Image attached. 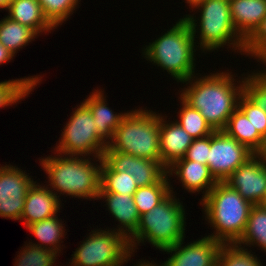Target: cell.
Returning a JSON list of instances; mask_svg holds the SVG:
<instances>
[{
  "instance_id": "74e56055",
  "label": "cell",
  "mask_w": 266,
  "mask_h": 266,
  "mask_svg": "<svg viewBox=\"0 0 266 266\" xmlns=\"http://www.w3.org/2000/svg\"><path fill=\"white\" fill-rule=\"evenodd\" d=\"M255 155L266 166V138L262 141L261 147L255 152Z\"/></svg>"
},
{
  "instance_id": "836d02e7",
  "label": "cell",
  "mask_w": 266,
  "mask_h": 266,
  "mask_svg": "<svg viewBox=\"0 0 266 266\" xmlns=\"http://www.w3.org/2000/svg\"><path fill=\"white\" fill-rule=\"evenodd\" d=\"M243 54L258 59L266 65V16L255 31L244 41ZM260 60V61H259Z\"/></svg>"
},
{
  "instance_id": "f546056e",
  "label": "cell",
  "mask_w": 266,
  "mask_h": 266,
  "mask_svg": "<svg viewBox=\"0 0 266 266\" xmlns=\"http://www.w3.org/2000/svg\"><path fill=\"white\" fill-rule=\"evenodd\" d=\"M247 248L237 244H222L219 249L218 266H263Z\"/></svg>"
},
{
  "instance_id": "cb8c5ba5",
  "label": "cell",
  "mask_w": 266,
  "mask_h": 266,
  "mask_svg": "<svg viewBox=\"0 0 266 266\" xmlns=\"http://www.w3.org/2000/svg\"><path fill=\"white\" fill-rule=\"evenodd\" d=\"M39 36L32 28L5 16L0 20V43L15 57V53Z\"/></svg>"
},
{
  "instance_id": "ba28073f",
  "label": "cell",
  "mask_w": 266,
  "mask_h": 266,
  "mask_svg": "<svg viewBox=\"0 0 266 266\" xmlns=\"http://www.w3.org/2000/svg\"><path fill=\"white\" fill-rule=\"evenodd\" d=\"M89 234L72 254L71 266H123L130 260L133 253L123 234L112 229H95Z\"/></svg>"
},
{
  "instance_id": "d4e9b609",
  "label": "cell",
  "mask_w": 266,
  "mask_h": 266,
  "mask_svg": "<svg viewBox=\"0 0 266 266\" xmlns=\"http://www.w3.org/2000/svg\"><path fill=\"white\" fill-rule=\"evenodd\" d=\"M236 244L244 247L258 245L266 252V209L262 205H253L245 232Z\"/></svg>"
},
{
  "instance_id": "ab89813d",
  "label": "cell",
  "mask_w": 266,
  "mask_h": 266,
  "mask_svg": "<svg viewBox=\"0 0 266 266\" xmlns=\"http://www.w3.org/2000/svg\"><path fill=\"white\" fill-rule=\"evenodd\" d=\"M206 0H186V3L189 4L191 8H195L199 4L205 2Z\"/></svg>"
},
{
  "instance_id": "2e32d148",
  "label": "cell",
  "mask_w": 266,
  "mask_h": 266,
  "mask_svg": "<svg viewBox=\"0 0 266 266\" xmlns=\"http://www.w3.org/2000/svg\"><path fill=\"white\" fill-rule=\"evenodd\" d=\"M173 173L178 176L177 178L182 182L183 188L188 192L200 193V191L204 190L202 199L218 183L207 165L197 161L186 160L184 157L177 159L167 167V175L171 177Z\"/></svg>"
},
{
  "instance_id": "4fadbf2b",
  "label": "cell",
  "mask_w": 266,
  "mask_h": 266,
  "mask_svg": "<svg viewBox=\"0 0 266 266\" xmlns=\"http://www.w3.org/2000/svg\"><path fill=\"white\" fill-rule=\"evenodd\" d=\"M224 182L252 205H261L266 197V166L254 154Z\"/></svg>"
},
{
  "instance_id": "603a6c76",
  "label": "cell",
  "mask_w": 266,
  "mask_h": 266,
  "mask_svg": "<svg viewBox=\"0 0 266 266\" xmlns=\"http://www.w3.org/2000/svg\"><path fill=\"white\" fill-rule=\"evenodd\" d=\"M58 219V216H54L39 222L32 223L26 227L35 237L42 242V244L35 245L41 246L42 248L51 249L56 253L61 252V244L63 236H66L63 226V222ZM61 241V242H60ZM50 247H49V246Z\"/></svg>"
},
{
  "instance_id": "1f68e13d",
  "label": "cell",
  "mask_w": 266,
  "mask_h": 266,
  "mask_svg": "<svg viewBox=\"0 0 266 266\" xmlns=\"http://www.w3.org/2000/svg\"><path fill=\"white\" fill-rule=\"evenodd\" d=\"M46 19L55 27L62 25L80 4L79 0H38ZM72 13V14H71Z\"/></svg>"
},
{
  "instance_id": "83f0119b",
  "label": "cell",
  "mask_w": 266,
  "mask_h": 266,
  "mask_svg": "<svg viewBox=\"0 0 266 266\" xmlns=\"http://www.w3.org/2000/svg\"><path fill=\"white\" fill-rule=\"evenodd\" d=\"M41 76H30L20 79L5 80L0 82V108L17 104L21 99L26 98L31 91L40 84Z\"/></svg>"
},
{
  "instance_id": "8fae6325",
  "label": "cell",
  "mask_w": 266,
  "mask_h": 266,
  "mask_svg": "<svg viewBox=\"0 0 266 266\" xmlns=\"http://www.w3.org/2000/svg\"><path fill=\"white\" fill-rule=\"evenodd\" d=\"M34 180L12 165L0 167V217L20 220L28 189Z\"/></svg>"
},
{
  "instance_id": "5bb4252c",
  "label": "cell",
  "mask_w": 266,
  "mask_h": 266,
  "mask_svg": "<svg viewBox=\"0 0 266 266\" xmlns=\"http://www.w3.org/2000/svg\"><path fill=\"white\" fill-rule=\"evenodd\" d=\"M184 240L168 247L163 252L171 253L163 264L165 266H214L217 263L219 249L222 246L220 241L205 236L182 246Z\"/></svg>"
},
{
  "instance_id": "f1b7e54d",
  "label": "cell",
  "mask_w": 266,
  "mask_h": 266,
  "mask_svg": "<svg viewBox=\"0 0 266 266\" xmlns=\"http://www.w3.org/2000/svg\"><path fill=\"white\" fill-rule=\"evenodd\" d=\"M181 108L176 122L193 138L200 139L211 135L214 130L197 109L192 108L181 97Z\"/></svg>"
},
{
  "instance_id": "9a60e30c",
  "label": "cell",
  "mask_w": 266,
  "mask_h": 266,
  "mask_svg": "<svg viewBox=\"0 0 266 266\" xmlns=\"http://www.w3.org/2000/svg\"><path fill=\"white\" fill-rule=\"evenodd\" d=\"M47 185L43 186L36 181L28 189L25 198L24 210L20 221L24 220L25 227L57 215L60 212V195L56 196Z\"/></svg>"
},
{
  "instance_id": "b9f144b4",
  "label": "cell",
  "mask_w": 266,
  "mask_h": 266,
  "mask_svg": "<svg viewBox=\"0 0 266 266\" xmlns=\"http://www.w3.org/2000/svg\"><path fill=\"white\" fill-rule=\"evenodd\" d=\"M261 205L266 209V197H265V199L263 200V202L261 203Z\"/></svg>"
},
{
  "instance_id": "8992f818",
  "label": "cell",
  "mask_w": 266,
  "mask_h": 266,
  "mask_svg": "<svg viewBox=\"0 0 266 266\" xmlns=\"http://www.w3.org/2000/svg\"><path fill=\"white\" fill-rule=\"evenodd\" d=\"M106 150H114L152 161H161L159 113L135 109L127 111Z\"/></svg>"
},
{
  "instance_id": "4dcf8cb0",
  "label": "cell",
  "mask_w": 266,
  "mask_h": 266,
  "mask_svg": "<svg viewBox=\"0 0 266 266\" xmlns=\"http://www.w3.org/2000/svg\"><path fill=\"white\" fill-rule=\"evenodd\" d=\"M57 254L51 249L42 248L29 242L17 255L15 266H53Z\"/></svg>"
},
{
  "instance_id": "ffe728a7",
  "label": "cell",
  "mask_w": 266,
  "mask_h": 266,
  "mask_svg": "<svg viewBox=\"0 0 266 266\" xmlns=\"http://www.w3.org/2000/svg\"><path fill=\"white\" fill-rule=\"evenodd\" d=\"M104 91L94 89V91L84 99L83 102L91 111L93 120L97 126L99 136L105 141L109 142L116 128L120 125L123 117L126 115L113 112L107 105L104 97ZM108 139V140H107ZM107 140V141H106Z\"/></svg>"
},
{
  "instance_id": "e575fe53",
  "label": "cell",
  "mask_w": 266,
  "mask_h": 266,
  "mask_svg": "<svg viewBox=\"0 0 266 266\" xmlns=\"http://www.w3.org/2000/svg\"><path fill=\"white\" fill-rule=\"evenodd\" d=\"M238 109L249 119L254 129L266 138V111L251 101L244 93L238 103Z\"/></svg>"
},
{
  "instance_id": "e0dca14e",
  "label": "cell",
  "mask_w": 266,
  "mask_h": 266,
  "mask_svg": "<svg viewBox=\"0 0 266 266\" xmlns=\"http://www.w3.org/2000/svg\"><path fill=\"white\" fill-rule=\"evenodd\" d=\"M163 118L159 114V146L161 163L167 168L185 156L193 138L176 121L168 123Z\"/></svg>"
},
{
  "instance_id": "7a4b0ae2",
  "label": "cell",
  "mask_w": 266,
  "mask_h": 266,
  "mask_svg": "<svg viewBox=\"0 0 266 266\" xmlns=\"http://www.w3.org/2000/svg\"><path fill=\"white\" fill-rule=\"evenodd\" d=\"M56 153L57 157L55 155L45 158L41 157L42 161L40 162L41 166L44 168L43 170L46 171L48 175L49 188L52 187L50 190L56 196L59 192L60 195L67 194L72 198L77 197L98 200L102 159L96 160L99 161L100 164L97 165V163H92V158L90 157L86 159L84 156Z\"/></svg>"
},
{
  "instance_id": "6da1fadb",
  "label": "cell",
  "mask_w": 266,
  "mask_h": 266,
  "mask_svg": "<svg viewBox=\"0 0 266 266\" xmlns=\"http://www.w3.org/2000/svg\"><path fill=\"white\" fill-rule=\"evenodd\" d=\"M231 73L217 72L200 78L195 75L182 82L190 85L181 91L180 97L197 109L214 131L224 130L243 94V78L237 85Z\"/></svg>"
},
{
  "instance_id": "484cf974",
  "label": "cell",
  "mask_w": 266,
  "mask_h": 266,
  "mask_svg": "<svg viewBox=\"0 0 266 266\" xmlns=\"http://www.w3.org/2000/svg\"><path fill=\"white\" fill-rule=\"evenodd\" d=\"M170 179L166 175L160 182L144 187H138L133 194L134 203L139 215L149 212L161 203L172 191Z\"/></svg>"
},
{
  "instance_id": "ac0fdd59",
  "label": "cell",
  "mask_w": 266,
  "mask_h": 266,
  "mask_svg": "<svg viewBox=\"0 0 266 266\" xmlns=\"http://www.w3.org/2000/svg\"><path fill=\"white\" fill-rule=\"evenodd\" d=\"M106 199L109 213L119 222L117 232L128 239L136 232L140 215L134 203L133 195L117 193H99L98 199Z\"/></svg>"
},
{
  "instance_id": "60d3db41",
  "label": "cell",
  "mask_w": 266,
  "mask_h": 266,
  "mask_svg": "<svg viewBox=\"0 0 266 266\" xmlns=\"http://www.w3.org/2000/svg\"><path fill=\"white\" fill-rule=\"evenodd\" d=\"M12 0H0V9L7 10Z\"/></svg>"
},
{
  "instance_id": "277c9868",
  "label": "cell",
  "mask_w": 266,
  "mask_h": 266,
  "mask_svg": "<svg viewBox=\"0 0 266 266\" xmlns=\"http://www.w3.org/2000/svg\"><path fill=\"white\" fill-rule=\"evenodd\" d=\"M194 41L191 27L183 17L164 35L146 45L143 56L166 70L178 83L184 82L195 75L194 52L197 45Z\"/></svg>"
},
{
  "instance_id": "d6a6232c",
  "label": "cell",
  "mask_w": 266,
  "mask_h": 266,
  "mask_svg": "<svg viewBox=\"0 0 266 266\" xmlns=\"http://www.w3.org/2000/svg\"><path fill=\"white\" fill-rule=\"evenodd\" d=\"M243 76V93L266 111V68L247 74V77Z\"/></svg>"
},
{
  "instance_id": "7402d4cb",
  "label": "cell",
  "mask_w": 266,
  "mask_h": 266,
  "mask_svg": "<svg viewBox=\"0 0 266 266\" xmlns=\"http://www.w3.org/2000/svg\"><path fill=\"white\" fill-rule=\"evenodd\" d=\"M223 131L229 137L246 145L254 153L261 147L262 141L265 139L238 108L229 117Z\"/></svg>"
},
{
  "instance_id": "4316f807",
  "label": "cell",
  "mask_w": 266,
  "mask_h": 266,
  "mask_svg": "<svg viewBox=\"0 0 266 266\" xmlns=\"http://www.w3.org/2000/svg\"><path fill=\"white\" fill-rule=\"evenodd\" d=\"M138 189L133 175L114 171L103 159L101 162V180L99 193H117L133 195Z\"/></svg>"
},
{
  "instance_id": "8d00e7d4",
  "label": "cell",
  "mask_w": 266,
  "mask_h": 266,
  "mask_svg": "<svg viewBox=\"0 0 266 266\" xmlns=\"http://www.w3.org/2000/svg\"><path fill=\"white\" fill-rule=\"evenodd\" d=\"M12 59L13 54L0 43V65L10 62Z\"/></svg>"
},
{
  "instance_id": "3957f363",
  "label": "cell",
  "mask_w": 266,
  "mask_h": 266,
  "mask_svg": "<svg viewBox=\"0 0 266 266\" xmlns=\"http://www.w3.org/2000/svg\"><path fill=\"white\" fill-rule=\"evenodd\" d=\"M201 200L205 220L216 230L208 236L222 244H236L245 232L253 205L225 182H218Z\"/></svg>"
},
{
  "instance_id": "52a82bcc",
  "label": "cell",
  "mask_w": 266,
  "mask_h": 266,
  "mask_svg": "<svg viewBox=\"0 0 266 266\" xmlns=\"http://www.w3.org/2000/svg\"><path fill=\"white\" fill-rule=\"evenodd\" d=\"M195 9L201 10L200 19L197 22L194 15H186L184 18L188 21L194 38L196 32H199L200 47L203 52L220 49L226 44L232 45L237 52L241 54L244 50V40L237 33L231 19L229 0H206L199 4ZM199 23L197 25V23ZM198 27V28H197ZM200 30V31H196Z\"/></svg>"
},
{
  "instance_id": "d6986e66",
  "label": "cell",
  "mask_w": 266,
  "mask_h": 266,
  "mask_svg": "<svg viewBox=\"0 0 266 266\" xmlns=\"http://www.w3.org/2000/svg\"><path fill=\"white\" fill-rule=\"evenodd\" d=\"M232 23L245 41L266 16V0H229Z\"/></svg>"
},
{
  "instance_id": "f35d334b",
  "label": "cell",
  "mask_w": 266,
  "mask_h": 266,
  "mask_svg": "<svg viewBox=\"0 0 266 266\" xmlns=\"http://www.w3.org/2000/svg\"><path fill=\"white\" fill-rule=\"evenodd\" d=\"M137 263H138V264H135L136 266H158L157 263H155V262H154V263H152V262L150 263V262L147 261V260H146V261L144 260L143 262L140 260V262L138 261ZM159 266H165V265L162 263V264L159 265Z\"/></svg>"
},
{
  "instance_id": "7c38bea8",
  "label": "cell",
  "mask_w": 266,
  "mask_h": 266,
  "mask_svg": "<svg viewBox=\"0 0 266 266\" xmlns=\"http://www.w3.org/2000/svg\"><path fill=\"white\" fill-rule=\"evenodd\" d=\"M103 160L114 171L133 175L138 187L158 183L167 175V168L161 161L139 158L114 150H105Z\"/></svg>"
},
{
  "instance_id": "30bf717a",
  "label": "cell",
  "mask_w": 266,
  "mask_h": 266,
  "mask_svg": "<svg viewBox=\"0 0 266 266\" xmlns=\"http://www.w3.org/2000/svg\"><path fill=\"white\" fill-rule=\"evenodd\" d=\"M255 153L224 131L210 135L208 167L218 182H224L241 164Z\"/></svg>"
},
{
  "instance_id": "d590c367",
  "label": "cell",
  "mask_w": 266,
  "mask_h": 266,
  "mask_svg": "<svg viewBox=\"0 0 266 266\" xmlns=\"http://www.w3.org/2000/svg\"><path fill=\"white\" fill-rule=\"evenodd\" d=\"M210 150V135L200 139H193L184 156L186 160L197 161L208 166Z\"/></svg>"
},
{
  "instance_id": "44dd1931",
  "label": "cell",
  "mask_w": 266,
  "mask_h": 266,
  "mask_svg": "<svg viewBox=\"0 0 266 266\" xmlns=\"http://www.w3.org/2000/svg\"><path fill=\"white\" fill-rule=\"evenodd\" d=\"M7 17L32 28L38 35L51 32L55 27L46 19L38 0H12Z\"/></svg>"
},
{
  "instance_id": "5b68a950",
  "label": "cell",
  "mask_w": 266,
  "mask_h": 266,
  "mask_svg": "<svg viewBox=\"0 0 266 266\" xmlns=\"http://www.w3.org/2000/svg\"><path fill=\"white\" fill-rule=\"evenodd\" d=\"M173 193L172 190L161 203L140 216L137 230L129 238L132 253L139 243L146 241L162 251L184 240L185 209Z\"/></svg>"
},
{
  "instance_id": "9c48e42d",
  "label": "cell",
  "mask_w": 266,
  "mask_h": 266,
  "mask_svg": "<svg viewBox=\"0 0 266 266\" xmlns=\"http://www.w3.org/2000/svg\"><path fill=\"white\" fill-rule=\"evenodd\" d=\"M77 107L63 128L61 139L54 151L64 155L84 157L93 155L95 160L103 159L108 143L99 136L88 106L82 102Z\"/></svg>"
}]
</instances>
